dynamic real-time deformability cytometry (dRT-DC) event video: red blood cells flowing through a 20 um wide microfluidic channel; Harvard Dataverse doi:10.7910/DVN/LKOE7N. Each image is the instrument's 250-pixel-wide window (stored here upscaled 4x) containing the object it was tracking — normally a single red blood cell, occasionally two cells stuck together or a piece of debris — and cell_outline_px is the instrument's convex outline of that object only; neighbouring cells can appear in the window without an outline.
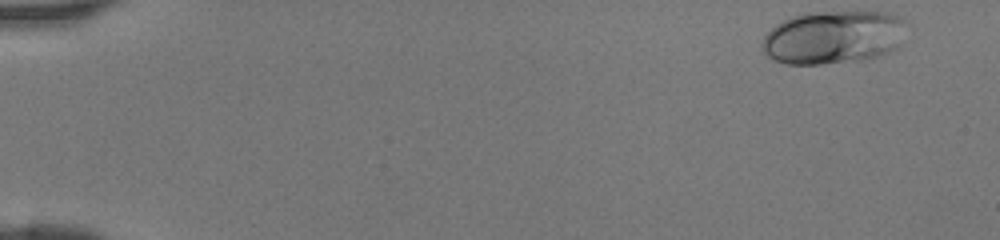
{"species": "human", "species_latin": "Homo sapiens", "temperature_condition": "room temperature", "stored_images_in_passage": 13, "camera_frame_rate_fps": 3000, "um_per_image_px": 0.085, "donor": {"sex": "female"}, "frame": {"image": 1, "passage_image": 1, "time_ms": 0.0, "image_size_px": [1000, 240], "cell_outline_px": [[912, 24], [904, 44], [888, 52], [864, 60], [820, 64], [784, 64], [772, 60], [764, 52], [760, 44], [764, 36], [776, 24], [792, 16], [808, 12], [892, 12], [904, 16]], "centroid_in_image_um": [70.97, 3.15], "position_along_channel_um": 14.0, "area_um2": 46.24}}
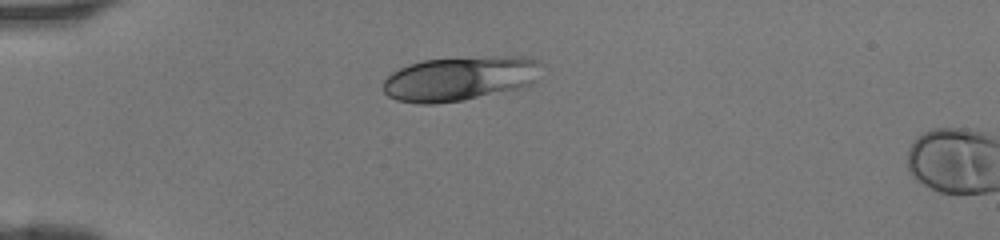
{"frame": {"image": 2, "passage_image": 11, "time_ms": 3.333, "image_size_px": [1000, 240], "cell_outline_px": [[544, 64], [536, 80], [532, 84], [520, 88], [464, 100], [432, 104], [420, 104], [396, 100], [388, 96], [384, 92], [384, 80], [392, 72], [408, 64], [424, 60], [488, 56], [528, 56], [540, 60]], "centroid_in_image_um": [39.15, 6.66], "position_along_channel_um": 45.9, "area_um2": 41.44}}